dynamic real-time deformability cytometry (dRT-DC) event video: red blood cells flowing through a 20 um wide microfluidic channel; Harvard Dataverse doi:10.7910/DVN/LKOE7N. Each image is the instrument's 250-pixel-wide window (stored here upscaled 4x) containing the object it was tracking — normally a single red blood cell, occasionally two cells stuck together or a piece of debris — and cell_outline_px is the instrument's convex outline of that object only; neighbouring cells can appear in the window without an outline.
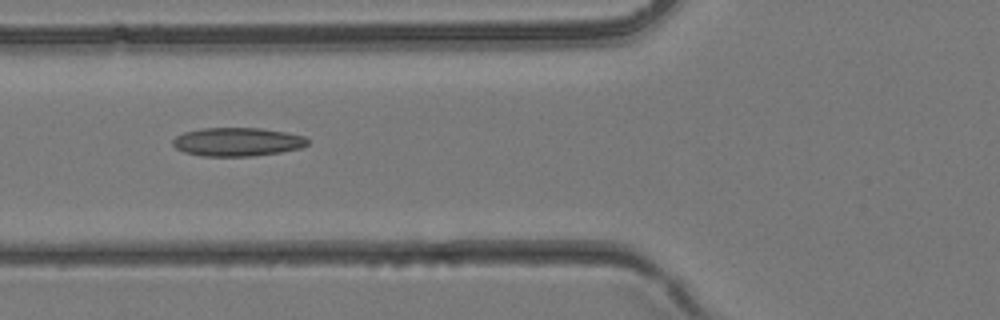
{"species": "common noctule bat (a hibernating species)", "species_latin": "Nyctalus noctula", "temperature_condition": "room temperature", "stored_images_in_passage": 38, "camera_frame_rate_fps": 3000, "um_per_image_px": 0.085, "animal": {"sex": "female", "body_mass_g": 24.6, "forearm_length_mm": 56.2}, "frame": {"image": 1, "passage_image": 14, "time_ms": 4.333, "image_size_px": [1000, 320], "cell_outline_px": [[308, 144], [300, 148], [280, 152], [252, 156], [200, 156], [184, 152], [176, 148], [172, 144], [172, 140], [176, 136], [184, 132], [204, 128], [260, 128], [284, 132], [304, 136], [308, 140]], "centroid_in_image_um": [20.14, 12.06], "position_along_channel_um": 105.7, "area_um2": 22.37}}
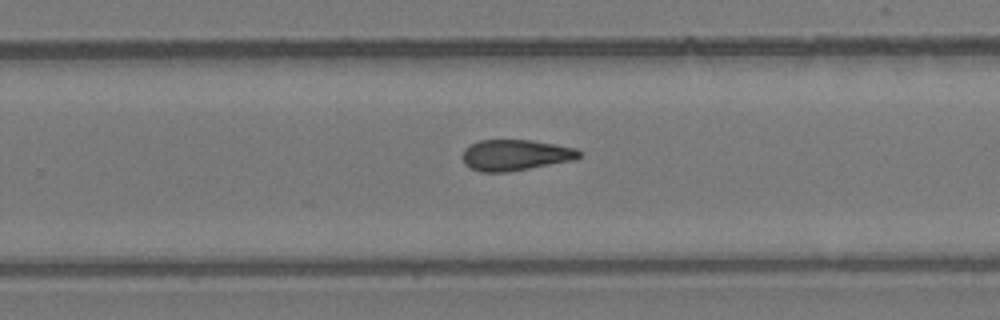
{"frame": {"image": 2, "passage_image": 24, "time_ms": 7.667, "image_size_px": [1000, 320], "cell_outline_px": [[580, 156], [576, 160], [508, 172], [480, 172], [468, 168], [464, 164], [460, 156], [464, 148], [468, 144], [480, 140], [532, 140], [556, 144], [576, 148], [580, 152]], "centroid_in_image_um": [43.75, 13.18], "position_along_channel_um": 286.0, "area_um2": 21.5}}
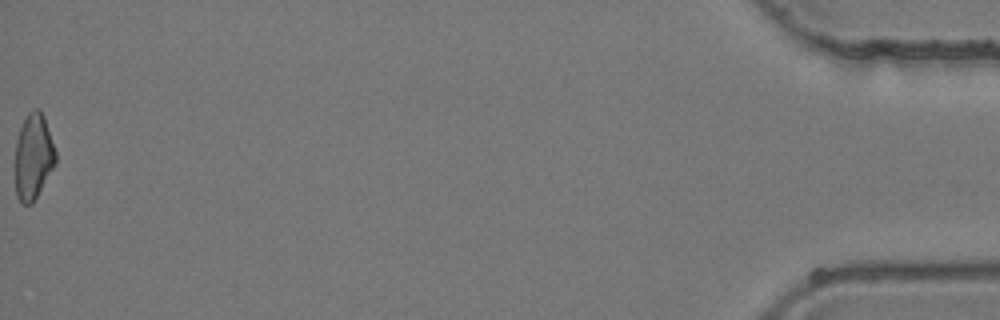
{"frame": {"image": 3, "passage_image": 38, "time_ms": 12.333, "image_size_px": [1000, 320], "cell_outline_px": [[56, 164], [32, 204], [20, 204], [16, 196], [16, 140], [20, 128], [28, 112], [32, 108], [40, 108], [44, 116], [56, 152]], "centroid_in_image_um": [2.84, 13.31], "position_along_channel_um": 432.4, "area_um2": 20.29}}